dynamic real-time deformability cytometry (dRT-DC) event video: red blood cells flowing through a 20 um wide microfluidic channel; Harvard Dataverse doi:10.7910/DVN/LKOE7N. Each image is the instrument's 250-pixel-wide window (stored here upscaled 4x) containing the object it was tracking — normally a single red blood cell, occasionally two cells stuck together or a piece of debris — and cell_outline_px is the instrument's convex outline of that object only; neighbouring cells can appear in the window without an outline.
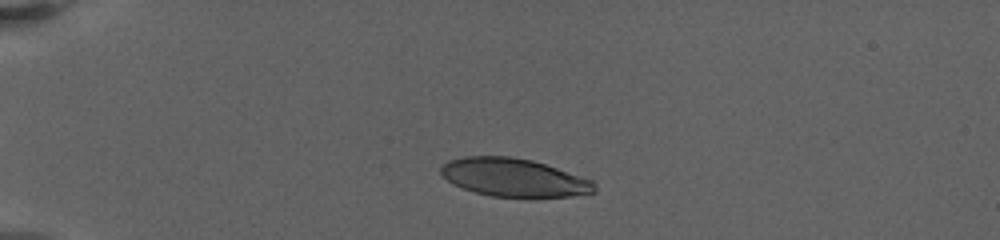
{"species": "human", "species_latin": "Homo sapiens", "temperature_condition": "warm", "stored_images_in_passage": 34, "camera_frame_rate_fps": 3000, "um_per_image_px": 0.085, "donor": {"sex": "female"}, "frame": {"image": 1, "passage_image": 5, "time_ms": 2.333, "image_size_px": [1000, 240], "cell_outline_px": [[596, 192], [572, 196], [492, 196], [476, 192], [464, 188], [448, 180], [440, 172], [440, 168], [448, 160], [464, 156], [508, 156], [532, 160], [592, 180], [596, 184]], "centroid_in_image_um": [43.68, 15.07], "position_along_channel_um": 41.3, "area_um2": 33.58}}
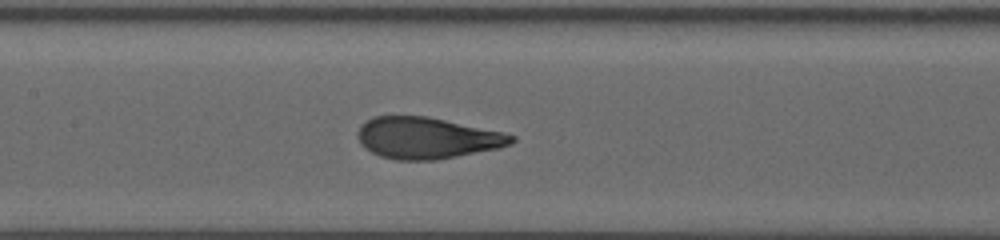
{"frame": {"image": 2, "passage_image": 17, "time_ms": 8.0, "image_size_px": [1000, 240], "cell_outline_px": [[516, 140], [512, 144], [496, 148], [436, 160], [396, 160], [380, 156], [364, 148], [360, 144], [356, 136], [356, 132], [360, 124], [376, 116], [428, 116], [500, 132], [516, 136]], "centroid_in_image_um": [36.22, 11.73], "position_along_channel_um": 171.2, "area_um2": 36.93}}
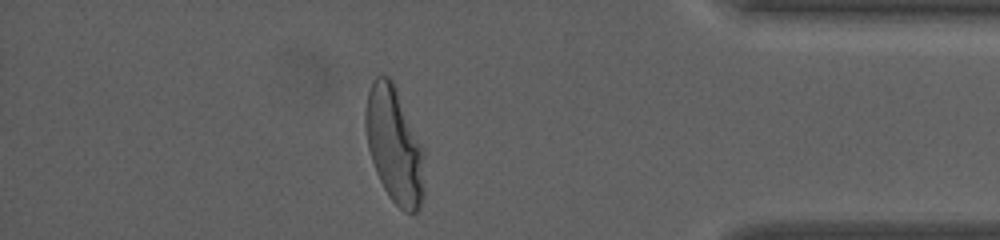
{"frame": {"image": 3, "passage_image": 30, "time_ms": 16.0, "image_size_px": [1000, 240], "cell_outline_px": [[424, 196], [420, 208], [416, 212], [404, 212], [388, 196], [376, 172], [368, 148], [364, 124], [364, 112], [368, 92], [372, 80], [376, 76], [388, 76], [392, 80], [396, 88], [424, 148]], "centroid_in_image_um": [33.52, 12.35], "position_along_channel_um": 401.7, "area_um2": 40.17}, "authors_computed_cell_mechanics": {"area_um2": 37.57, "velocity_mm_per_s": 3.2124, "shape_relaxation_time_tau1_ms": 4.756, "shape_relaxation_time_tau2_ms": null, "deformation_change_tau1": 0.2299, "deformation_change_tau2": null}}